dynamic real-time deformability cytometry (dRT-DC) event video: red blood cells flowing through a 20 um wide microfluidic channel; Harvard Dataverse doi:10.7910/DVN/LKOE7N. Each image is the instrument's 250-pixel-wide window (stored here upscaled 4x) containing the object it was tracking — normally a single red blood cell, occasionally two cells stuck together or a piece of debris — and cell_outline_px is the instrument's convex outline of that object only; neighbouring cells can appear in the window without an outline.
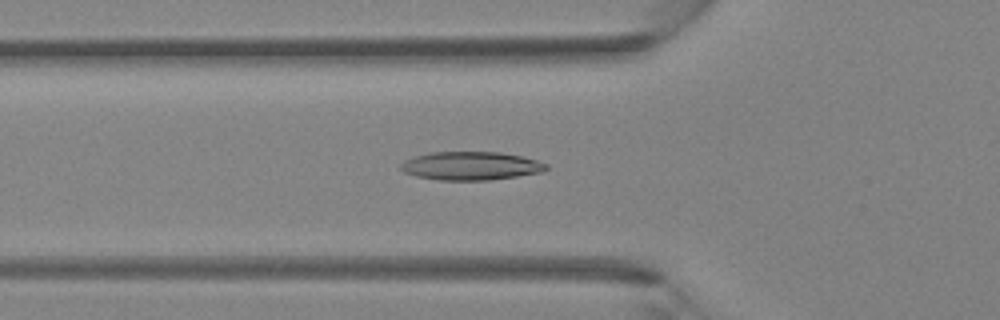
{"species": "Egyptian fruit bat (a non-hibernating species)", "species_latin": "Rousettus aegyptiacus", "temperature_condition": "room temperature", "stored_images_in_passage": 45, "camera_frame_rate_fps": 3000, "um_per_image_px": 0.085, "animal": {"sex": "female"}, "frame": {"image": 1, "passage_image": 16, "time_ms": 5.0, "image_size_px": [1000, 320], "cell_outline_px": [[548, 168], [544, 172], [488, 180], [440, 180], [416, 176], [404, 172], [400, 168], [400, 164], [404, 160], [428, 152], [500, 152], [520, 156], [536, 160], [548, 164]], "centroid_in_image_um": [40.02, 14.1], "position_along_channel_um": 85.8, "area_um2": 24.04}}
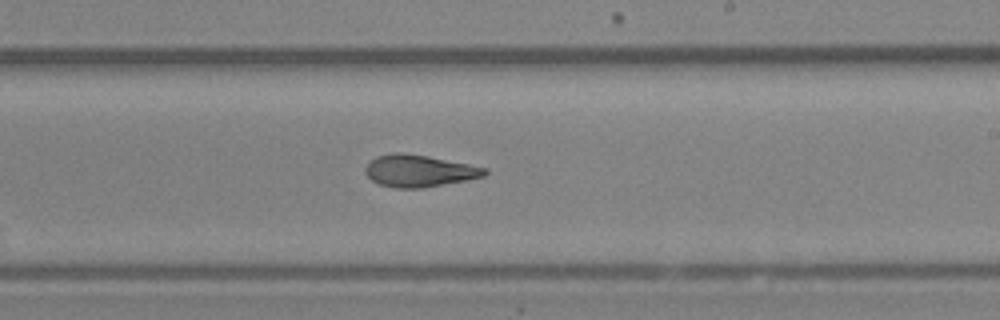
{"frame": {"image": 2, "passage_image": 27, "time_ms": 8.667, "image_size_px": [1000, 320], "cell_outline_px": [[488, 172], [484, 176], [424, 188], [396, 188], [380, 184], [372, 180], [364, 172], [364, 168], [376, 156], [392, 152], [400, 152], [428, 156], [488, 168]], "centroid_in_image_um": [35.61, 14.52], "position_along_channel_um": 253.4, "area_um2": 22.14}}
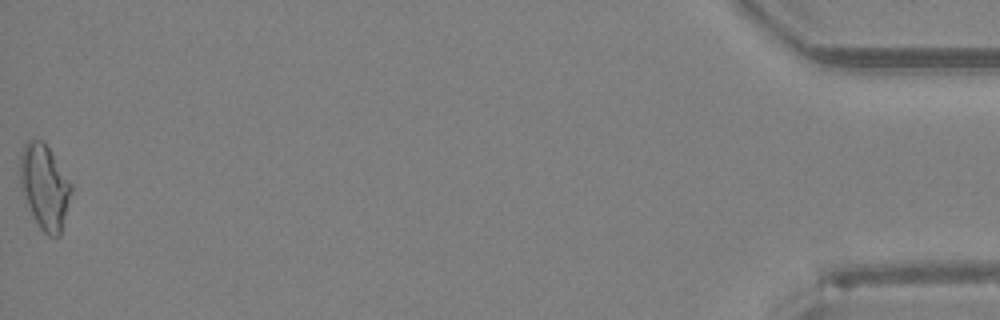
{"frame": {"image": 3, "passage_image": 45, "time_ms": 14.667, "image_size_px": [1000, 320], "cell_outline_px": [[72, 192], [60, 236], [48, 236], [40, 228], [20, 188], [20, 156], [24, 144], [28, 140], [44, 140], [72, 184]], "centroid_in_image_um": [3.8, 15.85], "position_along_channel_um": 431.4, "area_um2": 25.09}}